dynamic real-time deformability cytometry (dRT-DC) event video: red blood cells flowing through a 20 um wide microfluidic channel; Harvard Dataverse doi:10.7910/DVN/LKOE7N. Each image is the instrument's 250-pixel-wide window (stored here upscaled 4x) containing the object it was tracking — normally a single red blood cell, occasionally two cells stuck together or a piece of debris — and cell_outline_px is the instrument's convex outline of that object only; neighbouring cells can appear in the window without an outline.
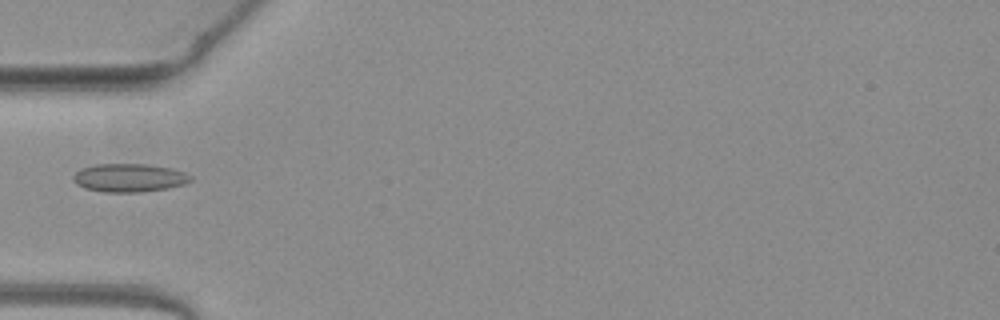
{"species": "common noctule bat (a hibernating species)", "species_latin": "Nyctalus noctula", "temperature_condition": "warm", "stored_images_in_passage": 35, "camera_frame_rate_fps": 3000, "um_per_image_px": 0.085, "animal": {"sex": "female", "body_mass_g": 19.3, "forearm_length_mm": 54.1}, "frame": {"image": 1, "passage_image": 1, "time_ms": 0.0, "image_size_px": [1000, 320], "cell_outline_px": [[192, 180], [184, 184], [168, 188], [140, 192], [104, 192], [84, 188], [76, 184], [72, 180], [72, 176], [80, 168], [96, 164], [148, 164], [172, 168], [184, 172], [192, 176]], "centroid_in_image_um": [10.97, 15.11], "position_along_channel_um": 74.0, "area_um2": 19.54}}
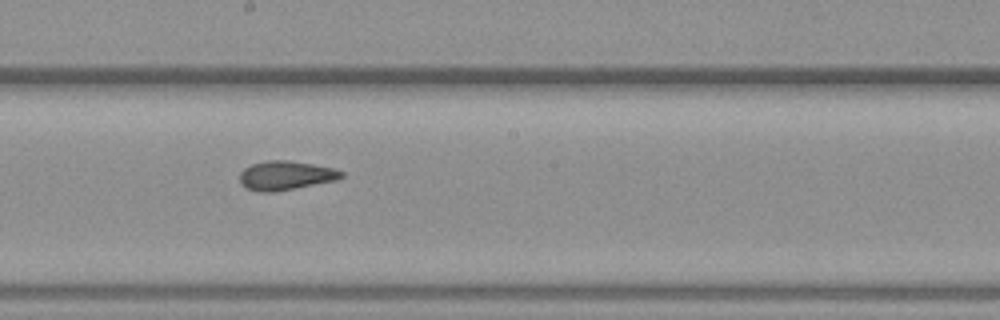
{"frame": {"image": 2, "passage_image": 12, "time_ms": 3.667, "image_size_px": [1000, 320], "cell_outline_px": [[344, 176], [336, 180], [276, 192], [260, 192], [248, 188], [240, 184], [240, 172], [244, 168], [252, 164], [268, 160], [288, 160], [312, 164], [332, 168], [344, 172]], "centroid_in_image_um": [24.27, 14.92], "position_along_channel_um": 223.9, "area_um2": 17.17}}
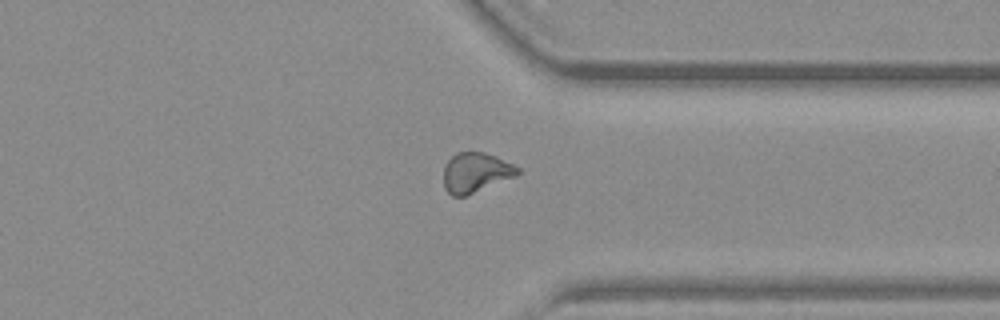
{"frame": {"image": 3, "passage_image": 23, "time_ms": 7.333, "image_size_px": [1000, 320], "cell_outline_px": [[520, 172], [516, 176], [464, 196], [452, 196], [444, 188], [444, 164], [456, 152], [484, 152], [496, 156], [520, 168]], "centroid_in_image_um": [40.42, 14.65], "position_along_channel_um": 371.0, "area_um2": 17.11}}